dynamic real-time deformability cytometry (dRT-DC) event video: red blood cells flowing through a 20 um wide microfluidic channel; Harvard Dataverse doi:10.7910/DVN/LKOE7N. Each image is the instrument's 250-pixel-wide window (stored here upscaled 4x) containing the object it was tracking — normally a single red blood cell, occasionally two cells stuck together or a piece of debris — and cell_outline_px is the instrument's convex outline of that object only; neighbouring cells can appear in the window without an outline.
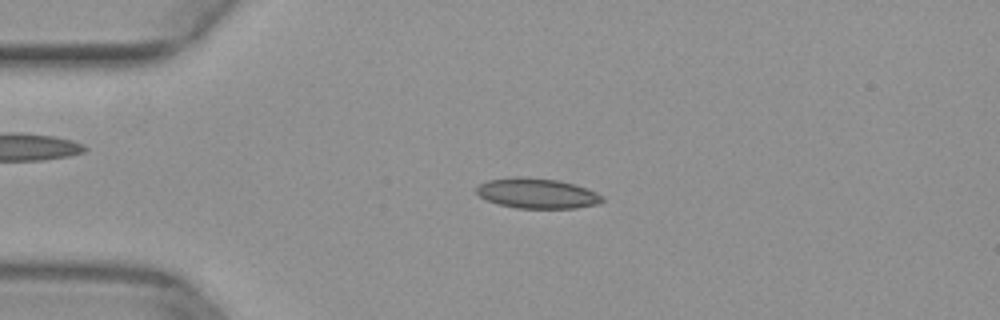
{"species": "common noctule bat (a hibernating species)", "species_latin": "Nyctalus noctula", "temperature_condition": "warm", "stored_images_in_passage": 49, "camera_frame_rate_fps": 3000, "um_per_image_px": 0.085, "animal": {"sex": "female", "body_mass_g": 29.2, "forearm_length_mm": 56.3}, "frame": {"image": 1, "passage_image": 11, "time_ms": 3.333, "image_size_px": [1000, 320], "cell_outline_px": [[604, 200], [596, 204], [576, 208], [516, 208], [496, 204], [480, 196], [476, 192], [476, 188], [480, 184], [488, 180], [516, 176], [556, 180], [588, 188], [604, 196]], "centroid_in_image_um": [45.65, 16.44], "position_along_channel_um": 39.4, "area_um2": 22.02}}
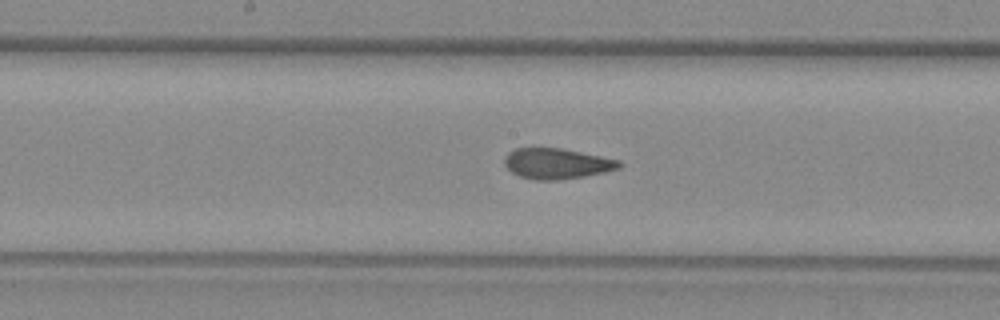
{"frame": {"image": 2, "passage_image": 25, "time_ms": 8.0, "image_size_px": [1000, 320], "cell_outline_px": [[624, 164], [620, 168], [604, 172], [584, 176], [556, 180], [536, 180], [520, 176], [512, 172], [504, 164], [504, 160], [508, 152], [516, 148], [560, 148], [620, 160]], "centroid_in_image_um": [47.34, 13.9], "position_along_channel_um": 200.9, "area_um2": 20.29}}
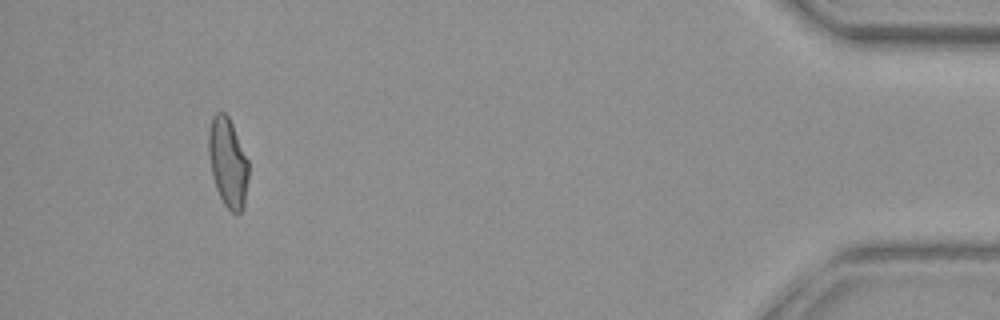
{"frame": {"image": 3, "passage_image": 46, "time_ms": 15.0, "image_size_px": [1000, 320], "cell_outline_px": [[248, 180], [244, 208], [240, 216], [236, 216], [224, 204], [216, 188], [212, 176], [208, 152], [208, 132], [212, 116], [216, 112], [224, 112], [228, 116], [232, 124], [248, 160]], "centroid_in_image_um": [19.37, 13.85], "position_along_channel_um": 415.8, "area_um2": 20.98}}